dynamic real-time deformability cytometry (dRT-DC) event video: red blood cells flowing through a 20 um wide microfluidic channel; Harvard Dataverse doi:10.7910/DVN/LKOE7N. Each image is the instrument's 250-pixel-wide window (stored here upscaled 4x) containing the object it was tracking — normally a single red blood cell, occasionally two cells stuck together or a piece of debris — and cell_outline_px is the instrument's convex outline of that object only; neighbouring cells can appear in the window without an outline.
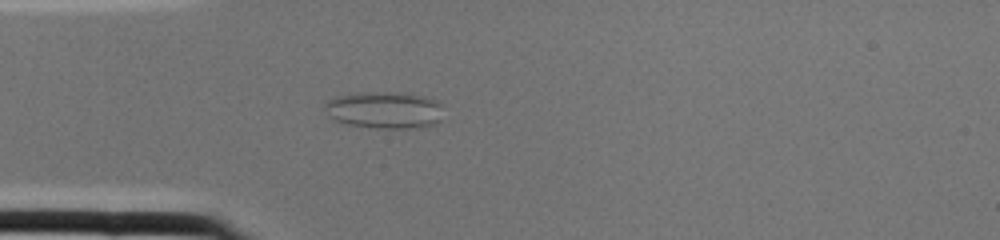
{"species": "common noctule bat (a hibernating species)", "species_latin": "Nyctalus noctula", "temperature_condition": "cold", "stored_images_in_passage": 2, "camera_frame_rate_fps": 3000, "um_per_image_px": 0.085, "animal": {"sex": "female", "body_mass_g": 22.0, "forearm_length_mm": 56.7}, "frame": {"image": 1, "passage_image": 2, "time_ms": 0.333, "image_size_px": [1000, 240], "cell_outline_px": [[440, 120], [436, 124], [416, 128], [380, 128], [348, 124], [336, 120], [328, 116], [324, 108], [324, 104], [328, 100], [340, 96], [360, 92], [392, 92], [424, 96], [440, 100]], "centroid_in_image_um": [32.69, 9.35], "position_along_channel_um": 52.3, "area_um2": 25.43}}